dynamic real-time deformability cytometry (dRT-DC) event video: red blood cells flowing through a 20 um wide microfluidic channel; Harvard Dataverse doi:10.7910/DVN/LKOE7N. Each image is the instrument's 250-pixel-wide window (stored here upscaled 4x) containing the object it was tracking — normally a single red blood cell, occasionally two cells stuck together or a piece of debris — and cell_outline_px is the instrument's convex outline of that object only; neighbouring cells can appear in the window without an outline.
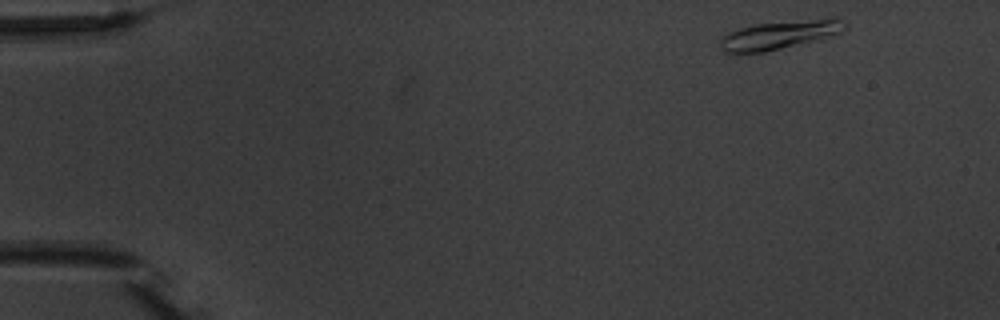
{"species": "common noctule bat (a hibernating species)", "species_latin": "Nyctalus noctula", "temperature_condition": "warm", "stored_images_in_passage": 5, "segment_of_instrument_passage": [1, 2], "camera_frame_rate_fps": 3000, "um_per_image_px": 0.085, "animal": {"sex": "male", "body_mass_g": 20.1, "forearm_length_mm": 53.5}, "frame": {"image": 1, "passage_image": 1, "time_ms": 0.0, "image_size_px": [1000, 320], "cell_outline_px": [[848, 24], [844, 32], [832, 36], [764, 52], [724, 52], [720, 48], [720, 40], [728, 32], [740, 28], [756, 24], [832, 16], [836, 16]], "centroid_in_image_um": [66.37, 2.92], "position_along_channel_um": 18.6, "area_um2": 20.98}}